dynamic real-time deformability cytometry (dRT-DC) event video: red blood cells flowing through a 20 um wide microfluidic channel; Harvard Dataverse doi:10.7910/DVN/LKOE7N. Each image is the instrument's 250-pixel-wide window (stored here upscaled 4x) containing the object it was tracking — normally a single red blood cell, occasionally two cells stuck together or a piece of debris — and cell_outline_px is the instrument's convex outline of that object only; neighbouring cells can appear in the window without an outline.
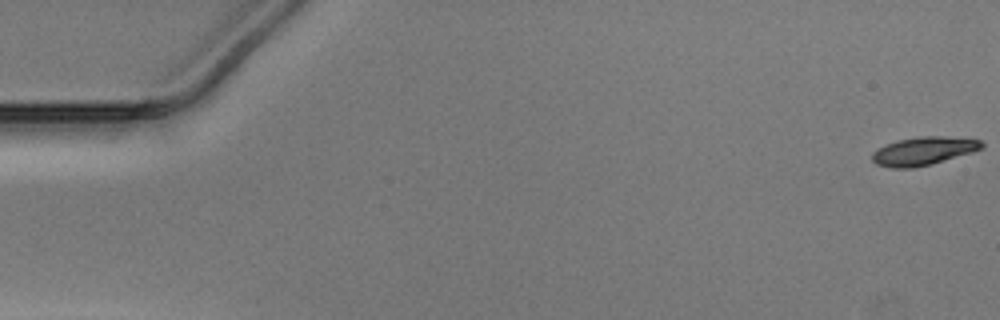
{"species": "Egyptian fruit bat (a non-hibernating species)", "species_latin": "Rousettus aegyptiacus", "temperature_condition": "warm", "stored_images_in_passage": 15, "camera_frame_rate_fps": 3000, "um_per_image_px": 0.085, "animal": {"sex": "male"}, "frame": {"image": 1, "passage_image": 1, "time_ms": 0.0, "image_size_px": [1000, 320], "cell_outline_px": [[984, 148], [972, 152], [928, 164], [912, 168], [892, 168], [876, 164], [872, 160], [872, 152], [896, 140], [920, 136], [948, 136], [980, 140], [984, 144]], "centroid_in_image_um": [78.5, 12.82], "position_along_channel_um": 6.5, "area_um2": 17.8}}
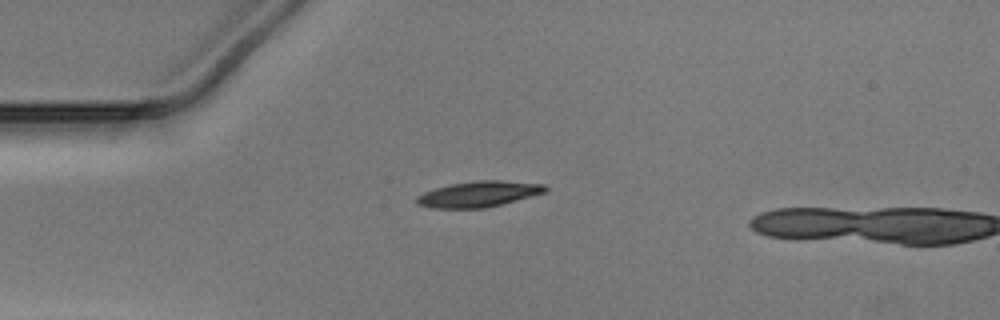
{"frame": {"image": 2, "passage_image": 14, "time_ms": 4.333, "image_size_px": [1000, 320], "cell_outline_px": [[548, 188], [544, 192], [500, 204], [484, 208], [432, 208], [416, 204], [416, 196], [424, 192], [448, 184], [476, 180], [500, 180], [544, 184]], "centroid_in_image_um": [40.62, 16.49], "position_along_channel_um": 44.4, "area_um2": 19.13}}